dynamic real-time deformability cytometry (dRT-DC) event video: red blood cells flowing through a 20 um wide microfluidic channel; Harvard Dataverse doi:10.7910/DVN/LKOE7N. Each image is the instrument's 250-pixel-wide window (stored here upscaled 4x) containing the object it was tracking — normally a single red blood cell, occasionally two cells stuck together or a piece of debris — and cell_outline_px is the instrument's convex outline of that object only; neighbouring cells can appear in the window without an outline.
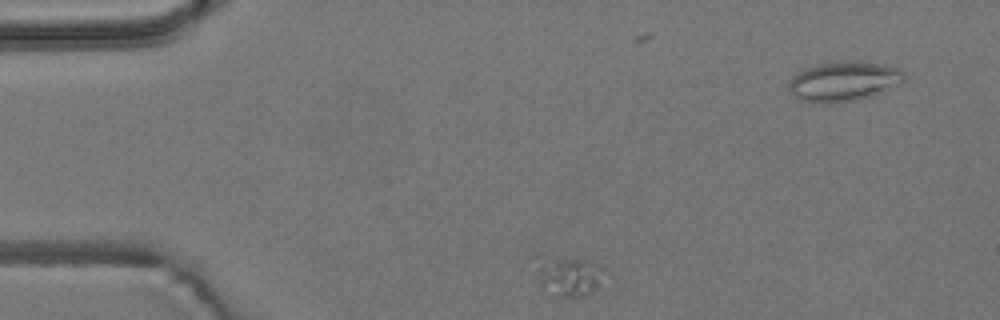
{"species": "common noctule bat (a hibernating species)", "species_latin": "Nyctalus noctula", "temperature_condition": "room temperature", "stored_images_in_passage": 6, "camera_frame_rate_fps": 3000, "um_per_image_px": 0.085, "animal": {"sex": "male", "body_mass_g": 19.2, "forearm_length_mm": 51.8}, "frame": {"image": 1, "passage_image": 1, "time_ms": 0.0, "image_size_px": [1000, 320], "cell_outline_px": [[604, 268], [596, 288], [592, 292], [584, 296], [548, 296], [540, 288], [540, 268], [556, 260], [592, 260], [600, 264]], "centroid_in_image_um": [48.47, 23.6], "position_along_channel_um": 36.5, "area_um2": 14.33}}
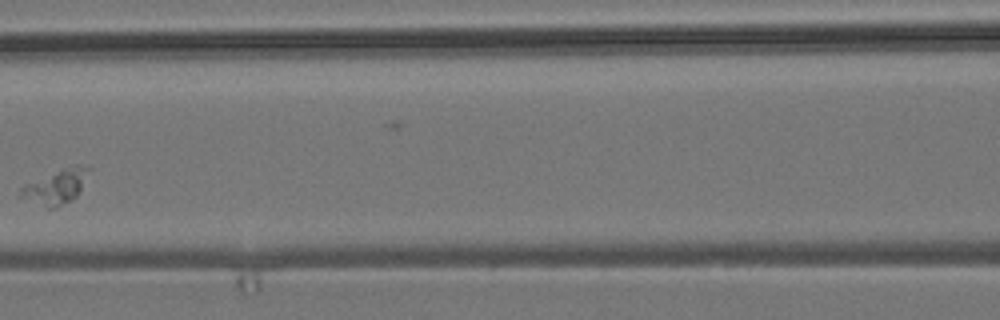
{"frame": {"image": 2, "passage_image": 5, "time_ms": 4.667, "image_size_px": [1000, 320], "cell_outline_px": [[92, 168], [76, 196], [72, 200], [56, 208], [48, 208], [20, 196], [20, 192], [24, 184], [64, 168], [76, 164], [88, 164]], "centroid_in_image_um": [4.82, 15.84], "position_along_channel_um": 161.8, "area_um2": 13.53}}
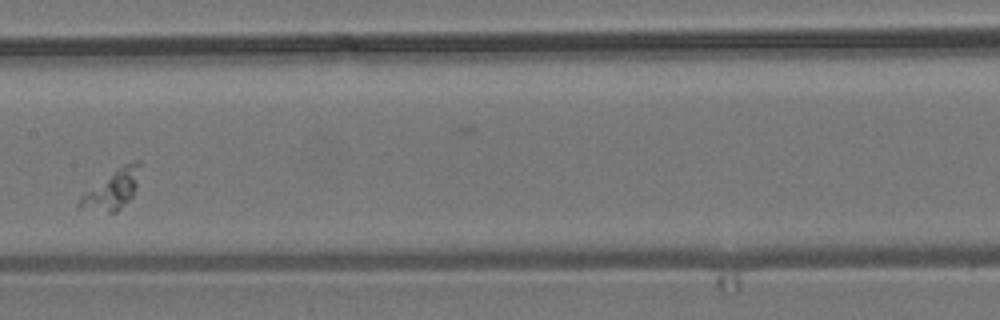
{"frame": {"image": 3, "passage_image": 6, "time_ms": 5.667, "image_size_px": [1000, 320], "cell_outline_px": [[140, 164], [136, 188], [132, 196], [116, 212], [108, 212], [76, 208], [76, 204], [80, 196], [124, 164], [136, 160], [140, 160]], "centroid_in_image_um": [9.52, 16.14], "position_along_channel_um": 197.9, "area_um2": 13.35}}